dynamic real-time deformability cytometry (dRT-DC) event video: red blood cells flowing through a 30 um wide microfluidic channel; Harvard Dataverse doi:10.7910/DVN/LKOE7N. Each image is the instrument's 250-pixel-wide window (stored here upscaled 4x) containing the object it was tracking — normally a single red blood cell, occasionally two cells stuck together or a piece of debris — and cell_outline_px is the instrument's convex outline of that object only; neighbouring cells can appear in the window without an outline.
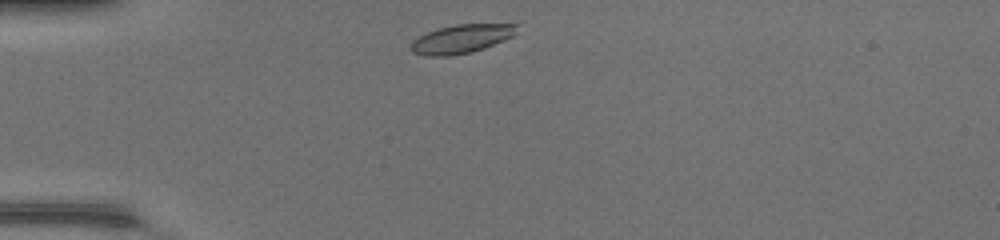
{"species": "common noctule bat (a hibernating species)", "species_latin": "Nyctalus noctula", "temperature_condition": "warm", "stored_images_in_passage": 36, "camera_frame_rate_fps": 3000, "um_per_image_px": 0.085, "animal": {"sex": "female", "body_mass_g": 17.0, "forearm_length_mm": 48.0}, "frame": {"image": 1, "passage_image": 1, "time_ms": 0.0, "image_size_px": [1000, 240], "cell_outline_px": [[516, 24], [512, 36], [504, 40], [484, 48], [468, 52], [448, 56], [424, 56], [412, 52], [408, 48], [412, 40], [436, 28], [456, 24]], "centroid_in_image_um": [39.11, 3.31], "position_along_channel_um": 45.9, "area_um2": 17.51}}
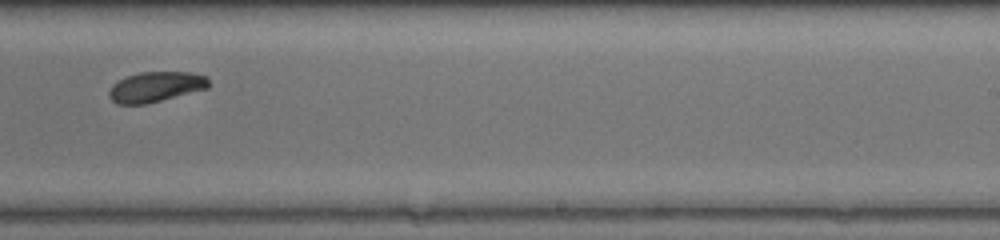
{"frame": {"image": 2, "passage_image": 19, "time_ms": 6.0, "image_size_px": [1000, 240], "cell_outline_px": [[208, 88], [148, 104], [116, 104], [108, 96], [108, 92], [112, 84], [128, 76], [140, 72], [188, 72], [208, 76]], "centroid_in_image_um": [13.22, 7.39], "position_along_channel_um": 275.8, "area_um2": 17.57}}
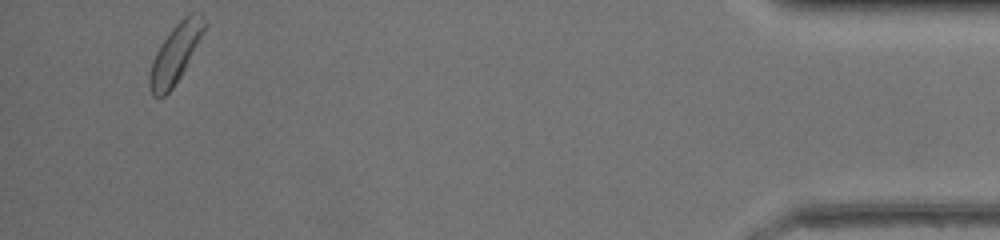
{"frame": {"image": 3, "passage_image": 34, "time_ms": 11.0, "image_size_px": [1000, 240], "cell_outline_px": [[208, 24], [204, 32], [180, 76], [172, 88], [164, 96], [152, 96], [148, 84], [148, 76], [152, 60], [160, 44], [172, 28], [188, 12], [200, 12]], "centroid_in_image_um": [14.9, 4.51], "position_along_channel_um": 420.3, "area_um2": 18.67}, "authors_computed_cell_mechanics": {"area_um2": 18.1781, "velocity_mm_per_s": 4.3233, "shape_relaxation_time_tau1_ms": 2.0242, "shape_relaxation_time_tau2_ms": null, "deformation_change_tau1": 0.0841, "deformation_change_tau2": null}}